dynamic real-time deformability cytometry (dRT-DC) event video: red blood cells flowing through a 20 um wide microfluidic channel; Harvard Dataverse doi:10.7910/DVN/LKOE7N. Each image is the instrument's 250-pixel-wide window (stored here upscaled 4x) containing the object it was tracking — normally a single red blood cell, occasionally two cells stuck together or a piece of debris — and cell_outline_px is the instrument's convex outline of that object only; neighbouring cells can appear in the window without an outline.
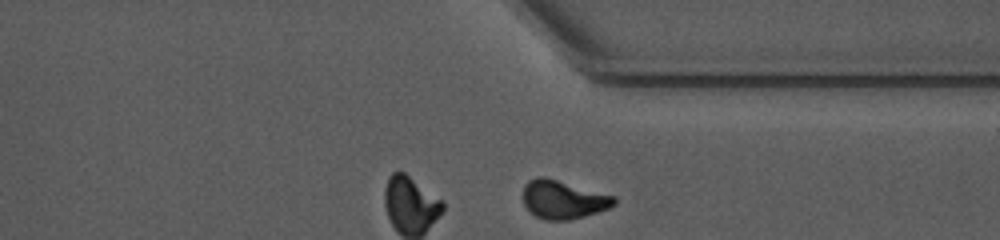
{"species": "common noctule bat (a hibernating species)", "species_latin": "Nyctalus noctula", "temperature_condition": "warm", "stored_images_in_passage": 23, "camera_frame_rate_fps": 3000, "um_per_image_px": 0.085, "animal": {"sex": "female", "body_mass_g": 10.0, "forearm_length_mm": 53.1}, "frame": {"image": 1, "passage_image": 23, "time_ms": 7.333, "image_size_px": [1000, 240], "cell_outline_px": [[616, 204], [608, 208], [584, 216], [568, 220], [544, 220], [536, 216], [524, 204], [524, 184], [528, 180], [536, 176], [544, 176], [616, 196]], "centroid_in_image_um": [47.87, 16.94], "position_along_channel_um": 363.5, "area_um2": 20.35}}